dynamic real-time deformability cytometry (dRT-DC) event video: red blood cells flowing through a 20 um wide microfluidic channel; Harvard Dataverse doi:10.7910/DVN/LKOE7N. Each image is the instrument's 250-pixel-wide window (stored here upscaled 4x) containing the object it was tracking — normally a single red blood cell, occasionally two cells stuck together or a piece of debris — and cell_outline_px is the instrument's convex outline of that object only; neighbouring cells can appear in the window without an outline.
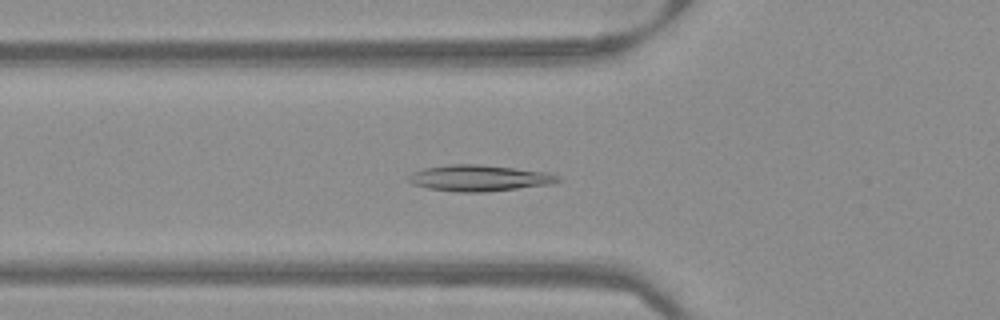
{"species": "Egyptian fruit bat (a non-hibernating species)", "species_latin": "Rousettus aegyptiacus", "temperature_condition": "warm", "stored_images_in_passage": 39, "camera_frame_rate_fps": 3000, "um_per_image_px": 0.085, "frame": {"image": 1, "passage_image": 6, "time_ms": 1.667, "image_size_px": [1000, 320], "cell_outline_px": [[564, 180], [556, 184], [484, 192], [456, 192], [428, 188], [412, 184], [408, 180], [408, 176], [412, 172], [424, 168], [448, 164], [480, 164], [548, 172], [560, 176]], "centroid_in_image_um": [40.79, 15.14], "position_along_channel_um": 85.0, "area_um2": 23.12}}
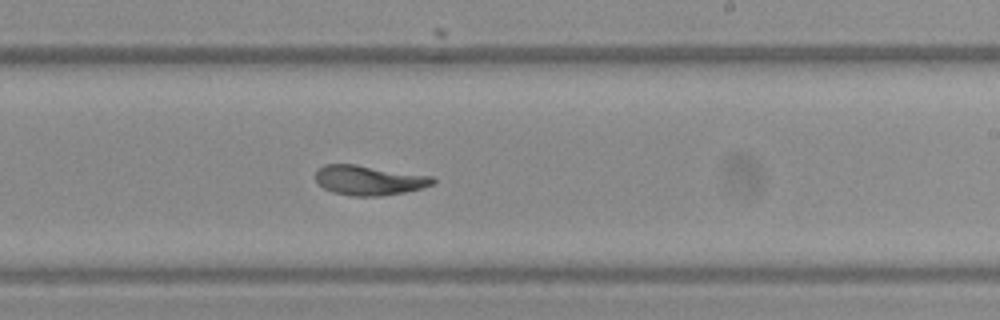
{"frame": {"image": 2, "passage_image": 19, "time_ms": 6.0, "image_size_px": [1000, 320], "cell_outline_px": [[436, 180], [432, 184], [420, 188], [404, 192], [380, 196], [352, 196], [332, 192], [324, 188], [316, 180], [316, 172], [324, 164], [356, 164], [432, 176]], "centroid_in_image_um": [31.35, 15.32], "position_along_channel_um": 257.6, "area_um2": 20.17}}
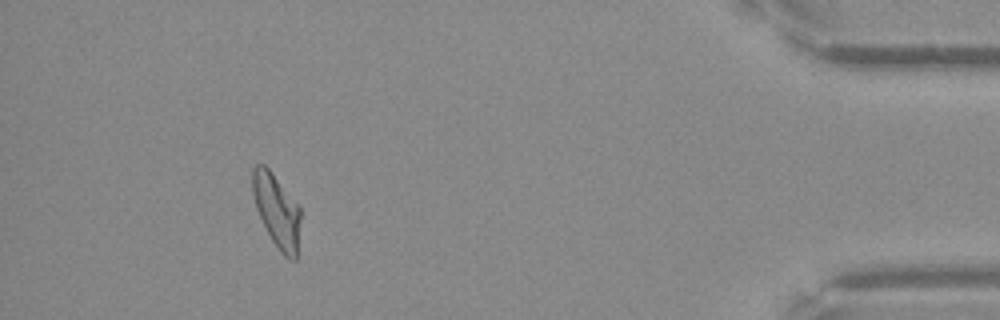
{"frame": {"image": 3, "passage_image": 35, "time_ms": 11.333, "image_size_px": [1000, 320], "cell_outline_px": [[300, 220], [296, 260], [292, 260], [284, 256], [280, 252], [272, 240], [256, 208], [252, 192], [252, 168], [256, 164], [264, 164], [272, 172], [300, 208]], "centroid_in_image_um": [23.51, 17.89], "position_along_channel_um": 411.7, "area_um2": 20.17}}